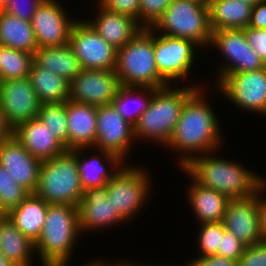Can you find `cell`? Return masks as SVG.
Wrapping results in <instances>:
<instances>
[{"label":"cell","instance_id":"6da1fadb","mask_svg":"<svg viewBox=\"0 0 266 266\" xmlns=\"http://www.w3.org/2000/svg\"><path fill=\"white\" fill-rule=\"evenodd\" d=\"M203 88L197 89L185 101L172 136L166 144V148L170 150L185 153L177 160L181 168L202 153H214L221 144L220 118L205 99L207 96L204 95Z\"/></svg>","mask_w":266,"mask_h":266},{"label":"cell","instance_id":"7a4b0ae2","mask_svg":"<svg viewBox=\"0 0 266 266\" xmlns=\"http://www.w3.org/2000/svg\"><path fill=\"white\" fill-rule=\"evenodd\" d=\"M211 154L205 153L191 159L181 168L182 171L198 184L218 191L229 199H244L257 194L265 177L262 178L236 161L212 157Z\"/></svg>","mask_w":266,"mask_h":266},{"label":"cell","instance_id":"3957f363","mask_svg":"<svg viewBox=\"0 0 266 266\" xmlns=\"http://www.w3.org/2000/svg\"><path fill=\"white\" fill-rule=\"evenodd\" d=\"M81 234L77 206L48 204L45 223L35 243L41 266H69L75 241Z\"/></svg>","mask_w":266,"mask_h":266},{"label":"cell","instance_id":"277c9868","mask_svg":"<svg viewBox=\"0 0 266 266\" xmlns=\"http://www.w3.org/2000/svg\"><path fill=\"white\" fill-rule=\"evenodd\" d=\"M173 84L154 91L150 104L134 125L135 140L144 139L162 146L168 143L179 120L185 101L202 86Z\"/></svg>","mask_w":266,"mask_h":266},{"label":"cell","instance_id":"5b68a950","mask_svg":"<svg viewBox=\"0 0 266 266\" xmlns=\"http://www.w3.org/2000/svg\"><path fill=\"white\" fill-rule=\"evenodd\" d=\"M114 71L122 86L156 89L168 86L158 74L151 27L141 29L132 40L117 50Z\"/></svg>","mask_w":266,"mask_h":266},{"label":"cell","instance_id":"8992f818","mask_svg":"<svg viewBox=\"0 0 266 266\" xmlns=\"http://www.w3.org/2000/svg\"><path fill=\"white\" fill-rule=\"evenodd\" d=\"M48 204L78 206L83 197L76 155L71 150L42 161L34 192Z\"/></svg>","mask_w":266,"mask_h":266},{"label":"cell","instance_id":"52a82bcc","mask_svg":"<svg viewBox=\"0 0 266 266\" xmlns=\"http://www.w3.org/2000/svg\"><path fill=\"white\" fill-rule=\"evenodd\" d=\"M151 28L162 35L193 41L199 48H208L211 42L209 8L194 0H173Z\"/></svg>","mask_w":266,"mask_h":266},{"label":"cell","instance_id":"ba28073f","mask_svg":"<svg viewBox=\"0 0 266 266\" xmlns=\"http://www.w3.org/2000/svg\"><path fill=\"white\" fill-rule=\"evenodd\" d=\"M126 165L108 181L106 190L116 212L125 221H129L147 202L145 200L149 198L152 183L144 167Z\"/></svg>","mask_w":266,"mask_h":266},{"label":"cell","instance_id":"9c48e42d","mask_svg":"<svg viewBox=\"0 0 266 266\" xmlns=\"http://www.w3.org/2000/svg\"><path fill=\"white\" fill-rule=\"evenodd\" d=\"M153 30L154 59L159 76L170 85L189 76L195 62L196 48L193 41L180 37L162 35ZM159 34V35H158ZM195 50V51H194Z\"/></svg>","mask_w":266,"mask_h":266},{"label":"cell","instance_id":"30bf717a","mask_svg":"<svg viewBox=\"0 0 266 266\" xmlns=\"http://www.w3.org/2000/svg\"><path fill=\"white\" fill-rule=\"evenodd\" d=\"M210 46L216 47L227 58V62L222 63L220 70H217L216 85L228 74L257 71L266 67L265 62L248 44L243 29L213 31Z\"/></svg>","mask_w":266,"mask_h":266},{"label":"cell","instance_id":"8fae6325","mask_svg":"<svg viewBox=\"0 0 266 266\" xmlns=\"http://www.w3.org/2000/svg\"><path fill=\"white\" fill-rule=\"evenodd\" d=\"M69 45L82 69H115L117 49L104 40L87 20L76 21Z\"/></svg>","mask_w":266,"mask_h":266},{"label":"cell","instance_id":"7c38bea8","mask_svg":"<svg viewBox=\"0 0 266 266\" xmlns=\"http://www.w3.org/2000/svg\"><path fill=\"white\" fill-rule=\"evenodd\" d=\"M216 88L237 108L266 115V67L228 74Z\"/></svg>","mask_w":266,"mask_h":266},{"label":"cell","instance_id":"4fadbf2b","mask_svg":"<svg viewBox=\"0 0 266 266\" xmlns=\"http://www.w3.org/2000/svg\"><path fill=\"white\" fill-rule=\"evenodd\" d=\"M96 122V142L92 150L97 148L108 151L125 161L131 151V144L135 142L134 126L126 121L112 104L97 107Z\"/></svg>","mask_w":266,"mask_h":266},{"label":"cell","instance_id":"5bb4252c","mask_svg":"<svg viewBox=\"0 0 266 266\" xmlns=\"http://www.w3.org/2000/svg\"><path fill=\"white\" fill-rule=\"evenodd\" d=\"M120 86L114 70L82 69L70 82L69 100L96 107L109 105Z\"/></svg>","mask_w":266,"mask_h":266},{"label":"cell","instance_id":"9a60e30c","mask_svg":"<svg viewBox=\"0 0 266 266\" xmlns=\"http://www.w3.org/2000/svg\"><path fill=\"white\" fill-rule=\"evenodd\" d=\"M41 103L30 79L0 82V108L11 130L19 124L38 117Z\"/></svg>","mask_w":266,"mask_h":266},{"label":"cell","instance_id":"2e32d148","mask_svg":"<svg viewBox=\"0 0 266 266\" xmlns=\"http://www.w3.org/2000/svg\"><path fill=\"white\" fill-rule=\"evenodd\" d=\"M57 0H44L31 20L38 48L58 47L69 44L72 20Z\"/></svg>","mask_w":266,"mask_h":266},{"label":"cell","instance_id":"e0dca14e","mask_svg":"<svg viewBox=\"0 0 266 266\" xmlns=\"http://www.w3.org/2000/svg\"><path fill=\"white\" fill-rule=\"evenodd\" d=\"M225 230L231 232L244 245L262 242L259 221V190L244 199H230L222 221Z\"/></svg>","mask_w":266,"mask_h":266},{"label":"cell","instance_id":"ac0fdd59","mask_svg":"<svg viewBox=\"0 0 266 266\" xmlns=\"http://www.w3.org/2000/svg\"><path fill=\"white\" fill-rule=\"evenodd\" d=\"M42 161L33 157L12 134L0 140V165L30 193L36 191Z\"/></svg>","mask_w":266,"mask_h":266},{"label":"cell","instance_id":"d6986e66","mask_svg":"<svg viewBox=\"0 0 266 266\" xmlns=\"http://www.w3.org/2000/svg\"><path fill=\"white\" fill-rule=\"evenodd\" d=\"M77 207L81 233L126 223L108 198L106 186L85 190Z\"/></svg>","mask_w":266,"mask_h":266},{"label":"cell","instance_id":"ffe728a7","mask_svg":"<svg viewBox=\"0 0 266 266\" xmlns=\"http://www.w3.org/2000/svg\"><path fill=\"white\" fill-rule=\"evenodd\" d=\"M12 134L33 157L40 161L50 160L67 150L38 117L19 124L12 130Z\"/></svg>","mask_w":266,"mask_h":266},{"label":"cell","instance_id":"44dd1931","mask_svg":"<svg viewBox=\"0 0 266 266\" xmlns=\"http://www.w3.org/2000/svg\"><path fill=\"white\" fill-rule=\"evenodd\" d=\"M86 149L88 150L89 147H81L71 150L77 158L83 192L87 189L106 186L108 181H110L124 166L123 163L125 162L118 155L99 149L97 150L99 152L97 156L91 155L89 158H84L83 151L85 152ZM107 163L110 164V170L113 172L111 171L110 173L109 170H107Z\"/></svg>","mask_w":266,"mask_h":266},{"label":"cell","instance_id":"7402d4cb","mask_svg":"<svg viewBox=\"0 0 266 266\" xmlns=\"http://www.w3.org/2000/svg\"><path fill=\"white\" fill-rule=\"evenodd\" d=\"M68 150L90 149L96 142L97 107L68 100L66 102Z\"/></svg>","mask_w":266,"mask_h":266},{"label":"cell","instance_id":"603a6c76","mask_svg":"<svg viewBox=\"0 0 266 266\" xmlns=\"http://www.w3.org/2000/svg\"><path fill=\"white\" fill-rule=\"evenodd\" d=\"M98 14L87 20L97 33L115 49L122 48L132 40L143 27L131 17L112 12L96 4Z\"/></svg>","mask_w":266,"mask_h":266},{"label":"cell","instance_id":"cb8c5ba5","mask_svg":"<svg viewBox=\"0 0 266 266\" xmlns=\"http://www.w3.org/2000/svg\"><path fill=\"white\" fill-rule=\"evenodd\" d=\"M187 197L196 218L202 223L222 222L229 198L224 194L198 184L191 176Z\"/></svg>","mask_w":266,"mask_h":266},{"label":"cell","instance_id":"d4e9b609","mask_svg":"<svg viewBox=\"0 0 266 266\" xmlns=\"http://www.w3.org/2000/svg\"><path fill=\"white\" fill-rule=\"evenodd\" d=\"M48 203L31 193L18 207L7 215L17 229L33 243L39 239L46 219Z\"/></svg>","mask_w":266,"mask_h":266},{"label":"cell","instance_id":"484cf974","mask_svg":"<svg viewBox=\"0 0 266 266\" xmlns=\"http://www.w3.org/2000/svg\"><path fill=\"white\" fill-rule=\"evenodd\" d=\"M209 8L211 31L248 27L253 5L239 0H212Z\"/></svg>","mask_w":266,"mask_h":266},{"label":"cell","instance_id":"4316f807","mask_svg":"<svg viewBox=\"0 0 266 266\" xmlns=\"http://www.w3.org/2000/svg\"><path fill=\"white\" fill-rule=\"evenodd\" d=\"M0 252L16 266H33L35 243L17 229L8 215L0 219Z\"/></svg>","mask_w":266,"mask_h":266},{"label":"cell","instance_id":"83f0119b","mask_svg":"<svg viewBox=\"0 0 266 266\" xmlns=\"http://www.w3.org/2000/svg\"><path fill=\"white\" fill-rule=\"evenodd\" d=\"M34 61L44 69L66 79L69 83L81 72L79 60L69 44L58 47H41Z\"/></svg>","mask_w":266,"mask_h":266},{"label":"cell","instance_id":"f1b7e54d","mask_svg":"<svg viewBox=\"0 0 266 266\" xmlns=\"http://www.w3.org/2000/svg\"><path fill=\"white\" fill-rule=\"evenodd\" d=\"M28 78L41 104L63 103L69 100L70 83L63 77L42 68L35 61L31 65Z\"/></svg>","mask_w":266,"mask_h":266},{"label":"cell","instance_id":"f546056e","mask_svg":"<svg viewBox=\"0 0 266 266\" xmlns=\"http://www.w3.org/2000/svg\"><path fill=\"white\" fill-rule=\"evenodd\" d=\"M0 45L35 54L38 46L31 22L0 10Z\"/></svg>","mask_w":266,"mask_h":266},{"label":"cell","instance_id":"4dcf8cb0","mask_svg":"<svg viewBox=\"0 0 266 266\" xmlns=\"http://www.w3.org/2000/svg\"><path fill=\"white\" fill-rule=\"evenodd\" d=\"M155 90L156 88L153 87H134L121 85L111 104L126 121L134 126L150 104ZM130 104L132 105L129 106ZM135 105L136 108L134 107Z\"/></svg>","mask_w":266,"mask_h":266},{"label":"cell","instance_id":"1f68e13d","mask_svg":"<svg viewBox=\"0 0 266 266\" xmlns=\"http://www.w3.org/2000/svg\"><path fill=\"white\" fill-rule=\"evenodd\" d=\"M34 54L0 45V82L29 76Z\"/></svg>","mask_w":266,"mask_h":266},{"label":"cell","instance_id":"d6a6232c","mask_svg":"<svg viewBox=\"0 0 266 266\" xmlns=\"http://www.w3.org/2000/svg\"><path fill=\"white\" fill-rule=\"evenodd\" d=\"M38 118L68 150L66 102L41 104Z\"/></svg>","mask_w":266,"mask_h":266},{"label":"cell","instance_id":"836d02e7","mask_svg":"<svg viewBox=\"0 0 266 266\" xmlns=\"http://www.w3.org/2000/svg\"><path fill=\"white\" fill-rule=\"evenodd\" d=\"M31 193L11 178L10 173L0 165V205L8 213L18 207Z\"/></svg>","mask_w":266,"mask_h":266},{"label":"cell","instance_id":"e575fe53","mask_svg":"<svg viewBox=\"0 0 266 266\" xmlns=\"http://www.w3.org/2000/svg\"><path fill=\"white\" fill-rule=\"evenodd\" d=\"M225 231L222 222L202 223L197 236L199 257L215 255Z\"/></svg>","mask_w":266,"mask_h":266},{"label":"cell","instance_id":"d590c367","mask_svg":"<svg viewBox=\"0 0 266 266\" xmlns=\"http://www.w3.org/2000/svg\"><path fill=\"white\" fill-rule=\"evenodd\" d=\"M172 1L173 0H140L139 24L143 28L152 27Z\"/></svg>","mask_w":266,"mask_h":266},{"label":"cell","instance_id":"8d00e7d4","mask_svg":"<svg viewBox=\"0 0 266 266\" xmlns=\"http://www.w3.org/2000/svg\"><path fill=\"white\" fill-rule=\"evenodd\" d=\"M44 0H7L1 11L31 22L34 13Z\"/></svg>","mask_w":266,"mask_h":266},{"label":"cell","instance_id":"74e56055","mask_svg":"<svg viewBox=\"0 0 266 266\" xmlns=\"http://www.w3.org/2000/svg\"><path fill=\"white\" fill-rule=\"evenodd\" d=\"M105 9L126 15L139 23L140 0H97Z\"/></svg>","mask_w":266,"mask_h":266},{"label":"cell","instance_id":"f35d334b","mask_svg":"<svg viewBox=\"0 0 266 266\" xmlns=\"http://www.w3.org/2000/svg\"><path fill=\"white\" fill-rule=\"evenodd\" d=\"M245 247L246 245H244L237 237L225 230L221 237L220 246L215 255L238 261L244 252Z\"/></svg>","mask_w":266,"mask_h":266},{"label":"cell","instance_id":"ab89813d","mask_svg":"<svg viewBox=\"0 0 266 266\" xmlns=\"http://www.w3.org/2000/svg\"><path fill=\"white\" fill-rule=\"evenodd\" d=\"M238 266H266V241L246 246Z\"/></svg>","mask_w":266,"mask_h":266},{"label":"cell","instance_id":"60d3db41","mask_svg":"<svg viewBox=\"0 0 266 266\" xmlns=\"http://www.w3.org/2000/svg\"><path fill=\"white\" fill-rule=\"evenodd\" d=\"M243 30L248 44L266 64V29H253L246 27Z\"/></svg>","mask_w":266,"mask_h":266},{"label":"cell","instance_id":"b9f144b4","mask_svg":"<svg viewBox=\"0 0 266 266\" xmlns=\"http://www.w3.org/2000/svg\"><path fill=\"white\" fill-rule=\"evenodd\" d=\"M186 266H238L237 260L218 255L197 257L186 263Z\"/></svg>","mask_w":266,"mask_h":266},{"label":"cell","instance_id":"7bdbcfd3","mask_svg":"<svg viewBox=\"0 0 266 266\" xmlns=\"http://www.w3.org/2000/svg\"><path fill=\"white\" fill-rule=\"evenodd\" d=\"M248 27L253 29H266V0H260L253 5Z\"/></svg>","mask_w":266,"mask_h":266},{"label":"cell","instance_id":"ee69618b","mask_svg":"<svg viewBox=\"0 0 266 266\" xmlns=\"http://www.w3.org/2000/svg\"><path fill=\"white\" fill-rule=\"evenodd\" d=\"M265 189H266V181L259 188V221H260V234L262 236L263 241H266V199H265L266 196L263 194L265 193L264 191Z\"/></svg>","mask_w":266,"mask_h":266},{"label":"cell","instance_id":"f6af8a7d","mask_svg":"<svg viewBox=\"0 0 266 266\" xmlns=\"http://www.w3.org/2000/svg\"><path fill=\"white\" fill-rule=\"evenodd\" d=\"M12 135L11 128L7 125L4 119L3 112L0 108V140L6 139Z\"/></svg>","mask_w":266,"mask_h":266},{"label":"cell","instance_id":"bcb514c9","mask_svg":"<svg viewBox=\"0 0 266 266\" xmlns=\"http://www.w3.org/2000/svg\"><path fill=\"white\" fill-rule=\"evenodd\" d=\"M83 266H114V261H113V263H107V262H103V261H99V260H96V261H94V260H92V261H90V262H88V264L87 263H85V265H83Z\"/></svg>","mask_w":266,"mask_h":266},{"label":"cell","instance_id":"7dc6e473","mask_svg":"<svg viewBox=\"0 0 266 266\" xmlns=\"http://www.w3.org/2000/svg\"><path fill=\"white\" fill-rule=\"evenodd\" d=\"M129 260H121V261H119L118 260V262H117V260H116V262L114 263V266H144V264L142 265V264H138V263H134L133 261H132V263H131V261H129Z\"/></svg>","mask_w":266,"mask_h":266},{"label":"cell","instance_id":"c3c4849f","mask_svg":"<svg viewBox=\"0 0 266 266\" xmlns=\"http://www.w3.org/2000/svg\"><path fill=\"white\" fill-rule=\"evenodd\" d=\"M0 266H16L14 263L8 260L1 252H0Z\"/></svg>","mask_w":266,"mask_h":266},{"label":"cell","instance_id":"681fc988","mask_svg":"<svg viewBox=\"0 0 266 266\" xmlns=\"http://www.w3.org/2000/svg\"><path fill=\"white\" fill-rule=\"evenodd\" d=\"M239 1L251 4V5H255L260 0H239Z\"/></svg>","mask_w":266,"mask_h":266},{"label":"cell","instance_id":"f907efd6","mask_svg":"<svg viewBox=\"0 0 266 266\" xmlns=\"http://www.w3.org/2000/svg\"><path fill=\"white\" fill-rule=\"evenodd\" d=\"M194 1H197V2H199L201 4H203V5L209 6L210 5V2L212 0H194Z\"/></svg>","mask_w":266,"mask_h":266},{"label":"cell","instance_id":"816d5d0a","mask_svg":"<svg viewBox=\"0 0 266 266\" xmlns=\"http://www.w3.org/2000/svg\"><path fill=\"white\" fill-rule=\"evenodd\" d=\"M6 215H7V213L5 212V210L0 205V219L3 218V217H5Z\"/></svg>","mask_w":266,"mask_h":266},{"label":"cell","instance_id":"f5cc1de1","mask_svg":"<svg viewBox=\"0 0 266 266\" xmlns=\"http://www.w3.org/2000/svg\"><path fill=\"white\" fill-rule=\"evenodd\" d=\"M7 0H0V10L4 6Z\"/></svg>","mask_w":266,"mask_h":266}]
</instances>
